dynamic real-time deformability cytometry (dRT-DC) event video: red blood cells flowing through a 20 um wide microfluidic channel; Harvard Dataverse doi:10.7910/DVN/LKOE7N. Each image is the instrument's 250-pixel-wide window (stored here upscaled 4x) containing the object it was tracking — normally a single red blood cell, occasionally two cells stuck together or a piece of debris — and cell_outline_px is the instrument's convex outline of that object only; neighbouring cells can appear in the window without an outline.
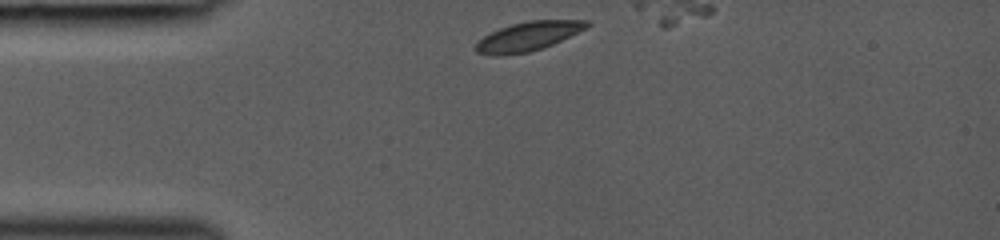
{"species": "common noctule bat (a hibernating species)", "species_latin": "Nyctalus noctula", "temperature_condition": "room temperature", "stored_images_in_passage": 29, "camera_frame_rate_fps": 3000, "um_per_image_px": 0.085, "animal": {"sex": "female", "body_mass_g": 19.0, "forearm_length_mm": 53.3}, "frame": {"image": 1, "passage_image": 1, "time_ms": 0.0, "image_size_px": [1000, 240], "cell_outline_px": [[592, 24], [588, 28], [552, 44], [528, 52], [504, 56], [496, 56], [476, 52], [476, 40], [500, 28], [512, 24], [528, 20], [588, 20]], "centroid_in_image_um": [44.9, 3.08], "position_along_channel_um": 40.1, "area_um2": 18.84}}
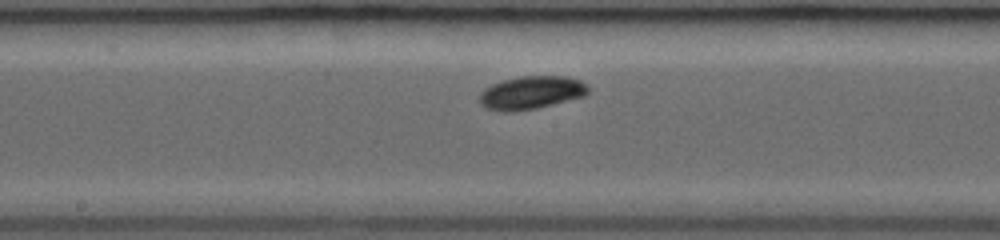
{"frame": {"image": 2, "passage_image": 14, "time_ms": 4.333, "image_size_px": [1000, 240], "cell_outline_px": [[588, 92], [584, 96], [536, 108], [512, 112], [500, 112], [488, 108], [480, 104], [480, 92], [484, 88], [492, 84], [504, 80], [520, 76], [564, 76], [580, 80], [588, 88]], "centroid_in_image_um": [45.12, 7.88], "position_along_channel_um": 203.1, "area_um2": 20.81}}
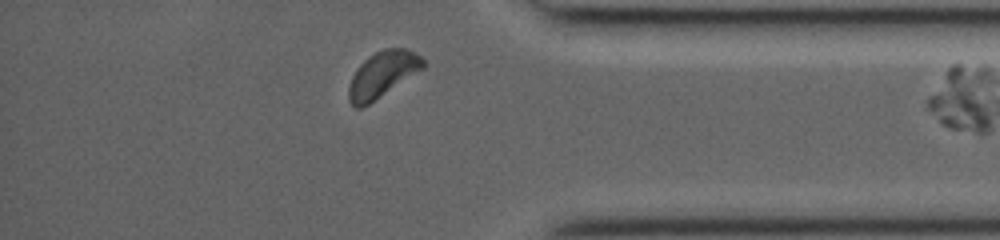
{"frame": {"image": 3, "passage_image": 28, "time_ms": 9.0, "image_size_px": [1000, 240], "cell_outline_px": [[424, 68], [368, 104], [360, 108], [356, 108], [348, 100], [348, 88], [352, 76], [356, 68], [368, 56], [384, 48], [404, 48], [420, 56], [424, 60]], "centroid_in_image_um": [32.48, 6.32], "position_along_channel_um": 402.7, "area_um2": 19.59}}